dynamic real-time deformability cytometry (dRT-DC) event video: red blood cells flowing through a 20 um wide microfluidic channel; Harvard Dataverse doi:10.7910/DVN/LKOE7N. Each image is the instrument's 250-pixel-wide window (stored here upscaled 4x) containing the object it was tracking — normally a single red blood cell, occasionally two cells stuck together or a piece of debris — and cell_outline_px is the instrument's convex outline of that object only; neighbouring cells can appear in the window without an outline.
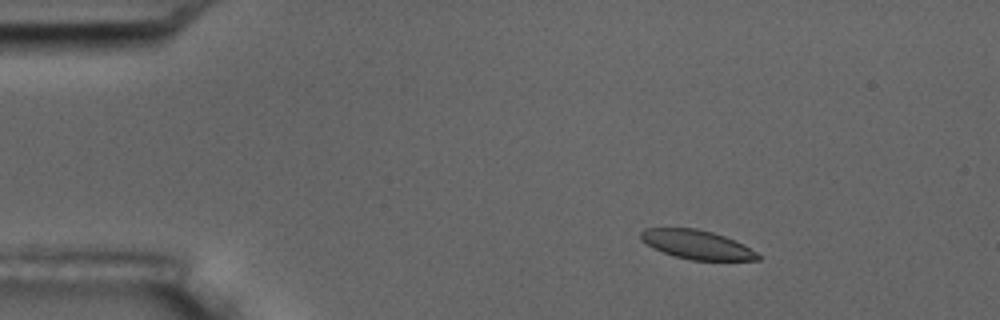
{"species": "common noctule bat (a hibernating species)", "species_latin": "Nyctalus noctula", "temperature_condition": "room temperature", "stored_images_in_passage": 4, "camera_frame_rate_fps": 3000, "um_per_image_px": 0.085, "animal": {"sex": "male", "body_mass_g": 17.5, "forearm_length_mm": 52.3}, "frame": {"image": 1, "passage_image": 1, "time_ms": 0.0, "image_size_px": [1000, 320], "cell_outline_px": [[760, 260], [692, 260], [676, 256], [652, 248], [640, 240], [640, 232], [644, 228], [696, 228], [712, 232], [724, 236], [744, 244], [756, 252], [760, 256]], "centroid_in_image_um": [59.21, 20.78], "position_along_channel_um": 25.8, "area_um2": 19.71}}